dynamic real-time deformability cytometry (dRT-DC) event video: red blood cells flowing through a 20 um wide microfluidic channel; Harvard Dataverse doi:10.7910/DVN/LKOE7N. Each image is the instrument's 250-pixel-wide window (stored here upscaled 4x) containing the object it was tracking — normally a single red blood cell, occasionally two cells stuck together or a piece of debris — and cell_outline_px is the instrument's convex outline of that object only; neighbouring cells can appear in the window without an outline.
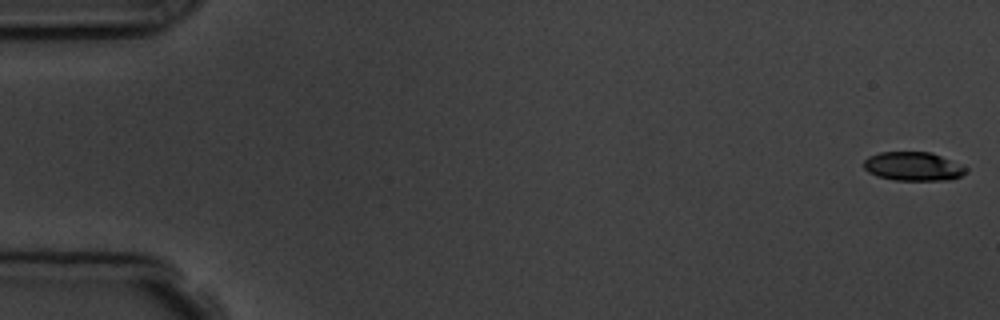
{"species": "common noctule bat (a hibernating species)", "species_latin": "Nyctalus noctula", "temperature_condition": "room temperature", "stored_images_in_passage": 6, "camera_frame_rate_fps": 3000, "um_per_image_px": 0.085, "animal": {"sex": "male", "body_mass_g": 19.5, "forearm_length_mm": 54.6}, "frame": {"image": 1, "passage_image": 1, "time_ms": 0.0, "image_size_px": [1000, 320], "cell_outline_px": [[968, 168], [960, 176], [952, 180], [892, 180], [876, 176], [868, 172], [864, 168], [864, 160], [868, 156], [880, 152], [932, 152]], "centroid_in_image_um": [77.58, 14.14], "position_along_channel_um": 7.4, "area_um2": 17.17}}
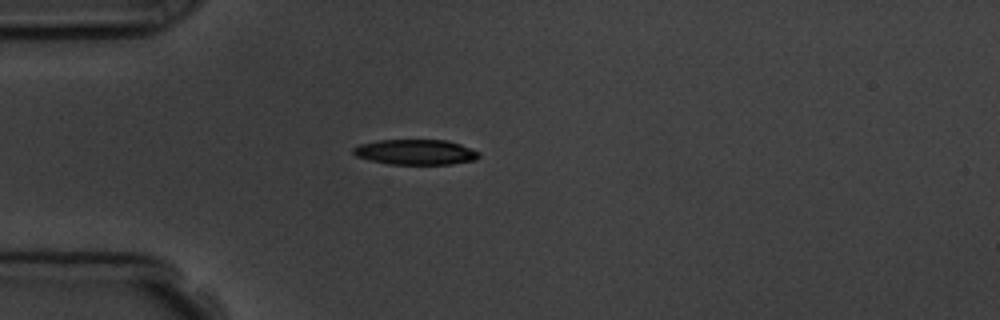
{"frame": {"image": 2, "passage_image": 5, "time_ms": 4.667, "image_size_px": [1000, 320], "cell_outline_px": [[480, 156], [476, 160], [452, 164], [388, 164], [356, 156], [352, 152], [352, 148], [360, 144], [380, 140], [448, 140], [460, 144], [480, 152]], "centroid_in_image_um": [35.35, 12.92], "position_along_channel_um": 49.6, "area_um2": 18.5}}